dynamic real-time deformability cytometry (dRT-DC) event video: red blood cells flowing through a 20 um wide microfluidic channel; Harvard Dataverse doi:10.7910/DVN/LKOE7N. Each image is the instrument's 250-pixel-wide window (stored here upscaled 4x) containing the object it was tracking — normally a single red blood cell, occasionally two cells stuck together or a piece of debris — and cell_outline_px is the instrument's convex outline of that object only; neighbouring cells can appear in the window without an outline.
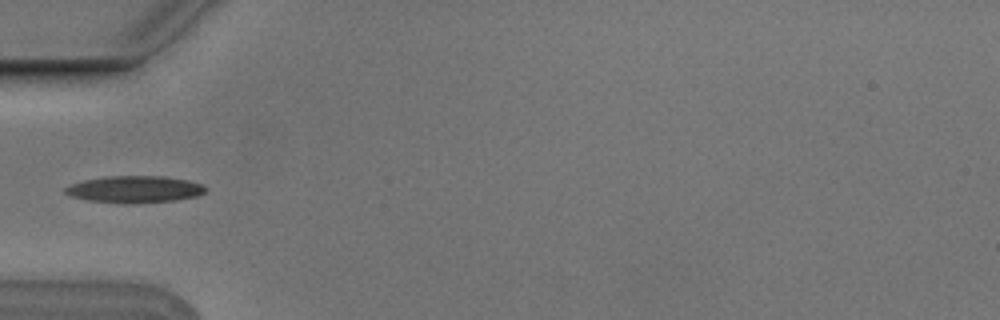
{"species": "Egyptian fruit bat (a non-hibernating species)", "species_latin": "Rousettus aegyptiacus", "temperature_condition": "cold", "stored_images_in_passage": 3, "camera_frame_rate_fps": 3000, "um_per_image_px": 0.085, "animal": {"sex": "male"}, "frame": {"image": 1, "passage_image": 2, "time_ms": 0.333, "image_size_px": [1000, 320], "cell_outline_px": [[204, 192], [196, 196], [176, 200], [136, 204], [124, 204], [88, 200], [68, 196], [64, 192], [64, 188], [68, 184], [84, 180], [104, 176], [164, 176], [188, 180], [200, 184], [204, 188]], "centroid_in_image_um": [11.36, 16.1], "position_along_channel_um": 73.6, "area_um2": 22.2}}